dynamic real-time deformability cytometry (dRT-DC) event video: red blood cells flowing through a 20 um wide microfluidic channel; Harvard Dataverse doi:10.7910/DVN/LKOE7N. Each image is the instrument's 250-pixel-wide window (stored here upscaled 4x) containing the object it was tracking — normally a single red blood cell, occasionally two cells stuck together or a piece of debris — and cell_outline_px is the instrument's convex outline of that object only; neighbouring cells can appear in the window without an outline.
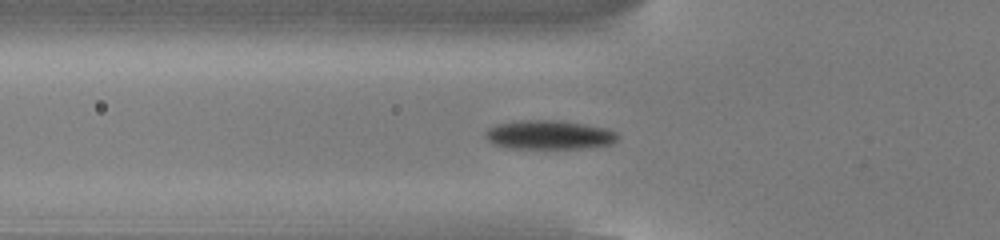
{"species": "common noctule bat (a hibernating species)", "species_latin": "Nyctalus noctula", "temperature_condition": "cold", "stored_images_in_passage": 54, "camera_frame_rate_fps": 3000, "um_per_image_px": 0.085, "animal": {"sex": "male", "body_mass_g": 13.0, "forearm_length_mm": 53.1}, "frame": {"image": 1, "passage_image": 19, "time_ms": 6.0, "image_size_px": [1000, 240], "cell_outline_px": [[620, 136], [612, 144], [584, 148], [512, 148], [492, 144], [484, 136], [484, 132], [488, 128], [496, 124], [520, 120], [556, 120], [584, 124], [608, 128], [616, 132]], "centroid_in_image_um": [46.67, 11.46], "position_along_channel_um": 79.1, "area_um2": 22.48}}
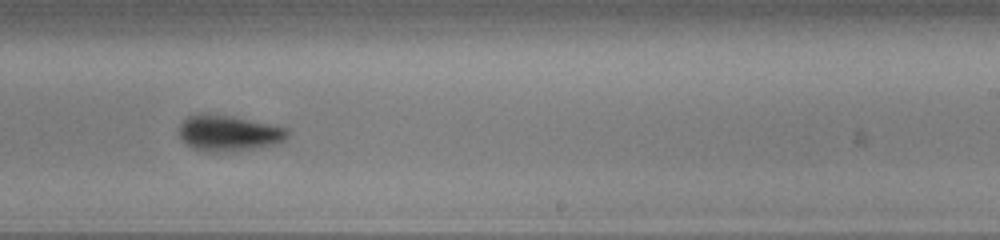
{"frame": {"image": 2, "passage_image": 34, "time_ms": 11.0, "image_size_px": [1000, 240], "cell_outline_px": [[288, 136], [280, 144], [236, 152], [204, 152], [192, 148], [180, 136], [180, 124], [188, 116], [232, 116], [288, 128]], "centroid_in_image_um": [19.51, 11.38], "position_along_channel_um": 269.5, "area_um2": 22.43}}
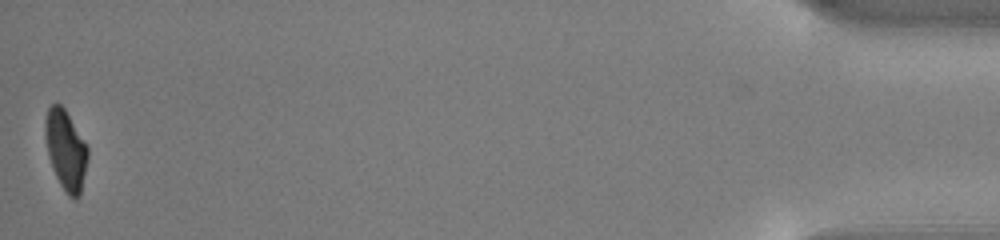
{"frame": {"image": 3, "passage_image": 54, "time_ms": 17.667, "image_size_px": [1000, 240], "cell_outline_px": [[88, 160], [80, 196], [76, 200], [68, 196], [60, 184], [52, 168], [48, 156], [44, 136], [44, 120], [48, 108], [56, 100], [64, 108], [88, 144]], "centroid_in_image_um": [5.59, 12.73], "position_along_channel_um": 429.6, "area_um2": 20.35}, "authors_computed_cell_mechanics": {"area_um2": 20.9525, "velocity_mm_per_s": 3.8127, "shape_relaxation_time_tau1_ms": 2.4375, "shape_relaxation_time_tau2_ms": null, "deformation_change_tau1": 0.1316, "deformation_change_tau2": null}}